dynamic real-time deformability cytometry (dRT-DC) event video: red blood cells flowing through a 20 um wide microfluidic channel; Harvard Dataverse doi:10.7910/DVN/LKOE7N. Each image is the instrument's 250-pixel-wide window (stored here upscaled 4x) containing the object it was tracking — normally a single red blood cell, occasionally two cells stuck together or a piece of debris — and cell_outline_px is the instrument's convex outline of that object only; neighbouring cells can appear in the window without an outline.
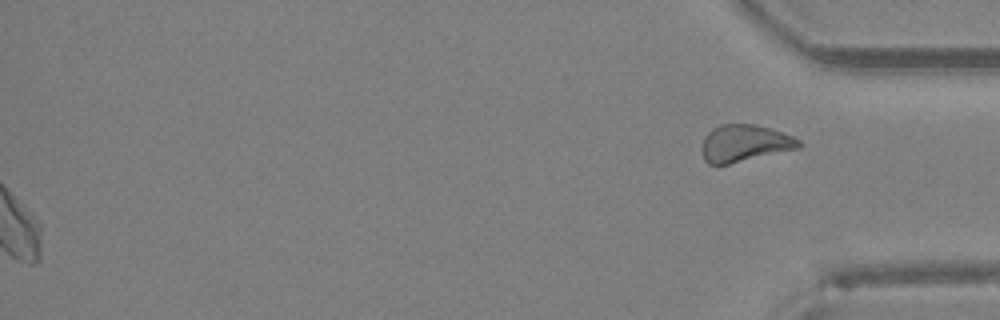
{"species": "Egyptian fruit bat (a non-hibernating species)", "species_latin": "Rousettus aegyptiacus", "temperature_condition": "room temperature", "stored_images_in_passage": 29, "segment_of_instrument_passage": [2, 2], "camera_frame_rate_fps": 3000, "um_per_image_px": 0.085, "animal": {"sex": "female"}, "frame": {"image": 1, "passage_image": 29, "time_ms": 9.333, "image_size_px": [1000, 320], "cell_outline_px": [[804, 144], [800, 148], [716, 168], [708, 164], [704, 160], [704, 136], [712, 128], [720, 124], [756, 124], [772, 128], [792, 136], [800, 140]], "centroid_in_image_um": [63.31, 12.21], "position_along_channel_um": 371.9, "area_um2": 21.5}}